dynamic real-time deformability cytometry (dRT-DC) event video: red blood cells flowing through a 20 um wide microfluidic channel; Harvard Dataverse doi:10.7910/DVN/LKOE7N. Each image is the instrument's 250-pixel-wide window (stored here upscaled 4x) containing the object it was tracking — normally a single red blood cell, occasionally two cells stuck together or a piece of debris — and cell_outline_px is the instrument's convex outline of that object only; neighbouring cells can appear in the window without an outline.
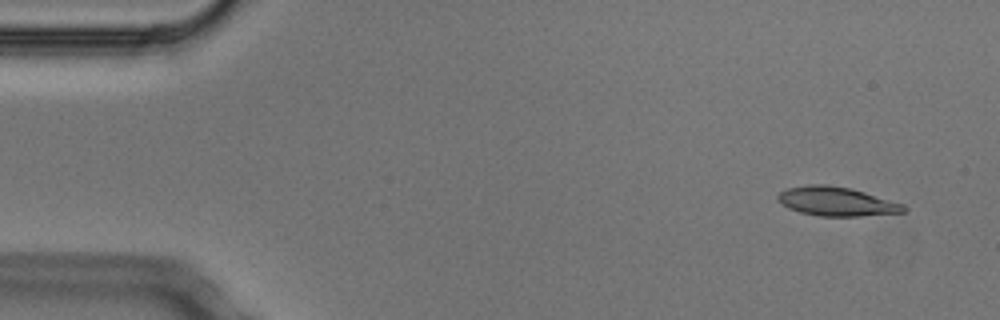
{"species": "Egyptian fruit bat (a non-hibernating species)", "species_latin": "Rousettus aegyptiacus", "temperature_condition": "cold", "stored_images_in_passage": 5, "segment_of_instrument_passage": [2, 2], "camera_frame_rate_fps": 3000, "um_per_image_px": 0.085, "animal": {"sex": "male"}, "frame": {"image": 1, "passage_image": 5, "time_ms": 1.333, "image_size_px": [1000, 320], "cell_outline_px": [[908, 208], [904, 212], [860, 216], [820, 216], [800, 212], [788, 208], [776, 200], [776, 196], [784, 188], [808, 184], [828, 184], [852, 188], [904, 204]], "centroid_in_image_um": [71.07, 17.11], "position_along_channel_um": 13.9, "area_um2": 21.56}}